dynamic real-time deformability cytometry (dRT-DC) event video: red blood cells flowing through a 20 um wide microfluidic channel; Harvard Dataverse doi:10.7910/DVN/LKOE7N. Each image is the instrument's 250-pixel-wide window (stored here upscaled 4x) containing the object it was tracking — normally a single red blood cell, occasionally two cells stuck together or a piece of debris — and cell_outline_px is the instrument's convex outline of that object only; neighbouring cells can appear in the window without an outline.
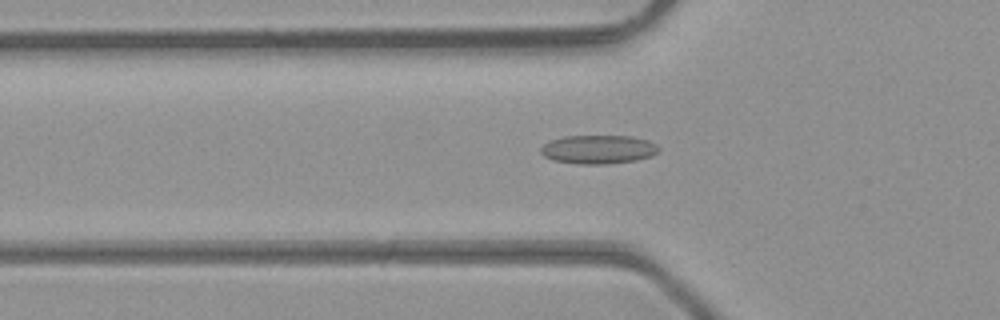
{"species": "common noctule bat (a hibernating species)", "species_latin": "Nyctalus noctula", "temperature_condition": "room temperature", "stored_images_in_passage": 34, "camera_frame_rate_fps": 3000, "um_per_image_px": 0.085, "animal": {"sex": "male", "body_mass_g": 23.1, "forearm_length_mm": 52.7}, "frame": {"image": 1, "passage_image": 3, "time_ms": 0.667, "image_size_px": [1000, 320], "cell_outline_px": [[660, 148], [652, 156], [636, 160], [604, 164], [576, 164], [552, 160], [544, 156], [540, 152], [540, 148], [544, 144], [552, 140], [564, 136], [632, 136], [648, 140], [656, 144]], "centroid_in_image_um": [50.85, 12.7], "position_along_channel_um": 75.0, "area_um2": 19.77}}
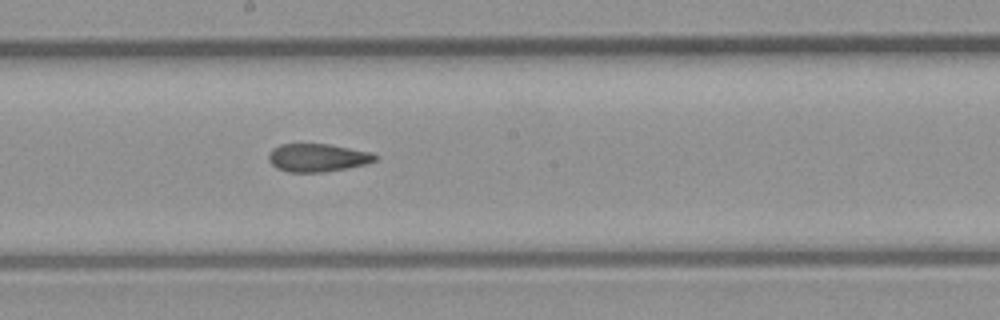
{"frame": {"image": 2, "passage_image": 13, "time_ms": 4.0, "image_size_px": [1000, 320], "cell_outline_px": [[376, 160], [368, 164], [348, 168], [324, 172], [288, 172], [276, 168], [268, 160], [268, 156], [280, 144], [328, 144], [372, 152], [376, 156]], "centroid_in_image_um": [27.02, 13.41], "position_along_channel_um": 221.2, "area_um2": 17.34}}
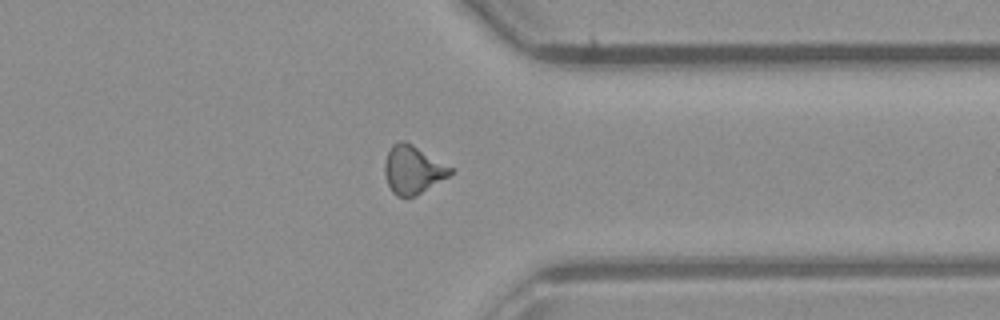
{"frame": {"image": 3, "passage_image": 24, "time_ms": 7.667, "image_size_px": [1000, 320], "cell_outline_px": [[452, 172], [448, 176], [416, 196], [408, 200], [396, 196], [392, 192], [388, 184], [384, 172], [384, 164], [388, 152], [392, 144], [404, 140], [412, 144], [452, 168]], "centroid_in_image_um": [35.05, 14.47], "position_along_channel_um": 376.3, "area_um2": 18.38}, "authors_computed_cell_mechanics": {"area_um2": 17.8313, "velocity_mm_per_s": 4.346, "shape_relaxation_time_tau1_ms": null, "shape_relaxation_time_tau2_ms": 2.6187, "deformation_change_tau1": null, "deformation_change_tau2": 0.1061}}